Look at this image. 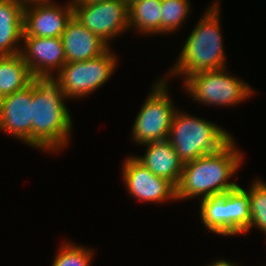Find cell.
<instances>
[{
    "label": "cell",
    "instance_id": "6da1fadb",
    "mask_svg": "<svg viewBox=\"0 0 266 266\" xmlns=\"http://www.w3.org/2000/svg\"><path fill=\"white\" fill-rule=\"evenodd\" d=\"M32 83V147L57 152L67 147L72 119L61 85L54 77H34Z\"/></svg>",
    "mask_w": 266,
    "mask_h": 266
},
{
    "label": "cell",
    "instance_id": "7a4b0ae2",
    "mask_svg": "<svg viewBox=\"0 0 266 266\" xmlns=\"http://www.w3.org/2000/svg\"><path fill=\"white\" fill-rule=\"evenodd\" d=\"M235 144L232 138L219 151L183 164L181 178L176 186L177 201L201 195L202 198L217 196L237 188L238 183L229 182V179L244 161L242 152Z\"/></svg>",
    "mask_w": 266,
    "mask_h": 266
},
{
    "label": "cell",
    "instance_id": "3957f363",
    "mask_svg": "<svg viewBox=\"0 0 266 266\" xmlns=\"http://www.w3.org/2000/svg\"><path fill=\"white\" fill-rule=\"evenodd\" d=\"M219 2L214 1L201 16L182 47L169 76L182 75L184 80L194 73L226 67Z\"/></svg>",
    "mask_w": 266,
    "mask_h": 266
},
{
    "label": "cell",
    "instance_id": "277c9868",
    "mask_svg": "<svg viewBox=\"0 0 266 266\" xmlns=\"http://www.w3.org/2000/svg\"><path fill=\"white\" fill-rule=\"evenodd\" d=\"M232 138L226 129L216 123L176 110L167 140L185 164L219 151Z\"/></svg>",
    "mask_w": 266,
    "mask_h": 266
},
{
    "label": "cell",
    "instance_id": "5b68a950",
    "mask_svg": "<svg viewBox=\"0 0 266 266\" xmlns=\"http://www.w3.org/2000/svg\"><path fill=\"white\" fill-rule=\"evenodd\" d=\"M226 69L194 73L184 80V89L196 103L205 105L229 107L249 99L253 88Z\"/></svg>",
    "mask_w": 266,
    "mask_h": 266
},
{
    "label": "cell",
    "instance_id": "8992f818",
    "mask_svg": "<svg viewBox=\"0 0 266 266\" xmlns=\"http://www.w3.org/2000/svg\"><path fill=\"white\" fill-rule=\"evenodd\" d=\"M170 97L166 79H158L132 126V138L137 145L168 139L171 122L177 110Z\"/></svg>",
    "mask_w": 266,
    "mask_h": 266
},
{
    "label": "cell",
    "instance_id": "52a82bcc",
    "mask_svg": "<svg viewBox=\"0 0 266 266\" xmlns=\"http://www.w3.org/2000/svg\"><path fill=\"white\" fill-rule=\"evenodd\" d=\"M116 55L110 47L100 56L80 62H66L54 78L67 99H80L103 86L116 70ZM115 69V70H114Z\"/></svg>",
    "mask_w": 266,
    "mask_h": 266
},
{
    "label": "cell",
    "instance_id": "ba28073f",
    "mask_svg": "<svg viewBox=\"0 0 266 266\" xmlns=\"http://www.w3.org/2000/svg\"><path fill=\"white\" fill-rule=\"evenodd\" d=\"M73 16L109 47L113 38L129 28V6L123 0L72 4Z\"/></svg>",
    "mask_w": 266,
    "mask_h": 266
},
{
    "label": "cell",
    "instance_id": "9c48e42d",
    "mask_svg": "<svg viewBox=\"0 0 266 266\" xmlns=\"http://www.w3.org/2000/svg\"><path fill=\"white\" fill-rule=\"evenodd\" d=\"M122 166L125 188L135 199L148 203L177 200L176 186L168 179L154 175L135 156L126 158Z\"/></svg>",
    "mask_w": 266,
    "mask_h": 266
},
{
    "label": "cell",
    "instance_id": "30bf717a",
    "mask_svg": "<svg viewBox=\"0 0 266 266\" xmlns=\"http://www.w3.org/2000/svg\"><path fill=\"white\" fill-rule=\"evenodd\" d=\"M73 17L72 1L61 6L52 0L24 5L23 36L61 37Z\"/></svg>",
    "mask_w": 266,
    "mask_h": 266
},
{
    "label": "cell",
    "instance_id": "8fae6325",
    "mask_svg": "<svg viewBox=\"0 0 266 266\" xmlns=\"http://www.w3.org/2000/svg\"><path fill=\"white\" fill-rule=\"evenodd\" d=\"M20 54L33 77H54L66 63L61 37L23 36Z\"/></svg>",
    "mask_w": 266,
    "mask_h": 266
},
{
    "label": "cell",
    "instance_id": "7c38bea8",
    "mask_svg": "<svg viewBox=\"0 0 266 266\" xmlns=\"http://www.w3.org/2000/svg\"><path fill=\"white\" fill-rule=\"evenodd\" d=\"M32 83L2 97L0 131L32 147Z\"/></svg>",
    "mask_w": 266,
    "mask_h": 266
},
{
    "label": "cell",
    "instance_id": "4fadbf2b",
    "mask_svg": "<svg viewBox=\"0 0 266 266\" xmlns=\"http://www.w3.org/2000/svg\"><path fill=\"white\" fill-rule=\"evenodd\" d=\"M66 62H80L102 55L109 46L73 16L61 35Z\"/></svg>",
    "mask_w": 266,
    "mask_h": 266
},
{
    "label": "cell",
    "instance_id": "5bb4252c",
    "mask_svg": "<svg viewBox=\"0 0 266 266\" xmlns=\"http://www.w3.org/2000/svg\"><path fill=\"white\" fill-rule=\"evenodd\" d=\"M143 156L135 158L147 167L154 175L168 179L175 186L178 185L183 163L179 160L175 149L168 140L144 144Z\"/></svg>",
    "mask_w": 266,
    "mask_h": 266
},
{
    "label": "cell",
    "instance_id": "9a60e30c",
    "mask_svg": "<svg viewBox=\"0 0 266 266\" xmlns=\"http://www.w3.org/2000/svg\"><path fill=\"white\" fill-rule=\"evenodd\" d=\"M24 4L0 0V56L19 54L23 37ZM18 44V45H17Z\"/></svg>",
    "mask_w": 266,
    "mask_h": 266
},
{
    "label": "cell",
    "instance_id": "2e32d148",
    "mask_svg": "<svg viewBox=\"0 0 266 266\" xmlns=\"http://www.w3.org/2000/svg\"><path fill=\"white\" fill-rule=\"evenodd\" d=\"M250 224V198L239 185L226 192V236L244 235Z\"/></svg>",
    "mask_w": 266,
    "mask_h": 266
},
{
    "label": "cell",
    "instance_id": "e0dca14e",
    "mask_svg": "<svg viewBox=\"0 0 266 266\" xmlns=\"http://www.w3.org/2000/svg\"><path fill=\"white\" fill-rule=\"evenodd\" d=\"M33 78L20 53L0 56V95L2 97L25 88Z\"/></svg>",
    "mask_w": 266,
    "mask_h": 266
},
{
    "label": "cell",
    "instance_id": "ac0fdd59",
    "mask_svg": "<svg viewBox=\"0 0 266 266\" xmlns=\"http://www.w3.org/2000/svg\"><path fill=\"white\" fill-rule=\"evenodd\" d=\"M162 0H136L129 5V28L141 34H161Z\"/></svg>",
    "mask_w": 266,
    "mask_h": 266
},
{
    "label": "cell",
    "instance_id": "d6986e66",
    "mask_svg": "<svg viewBox=\"0 0 266 266\" xmlns=\"http://www.w3.org/2000/svg\"><path fill=\"white\" fill-rule=\"evenodd\" d=\"M200 218L211 233L226 236V192L200 200Z\"/></svg>",
    "mask_w": 266,
    "mask_h": 266
},
{
    "label": "cell",
    "instance_id": "ffe728a7",
    "mask_svg": "<svg viewBox=\"0 0 266 266\" xmlns=\"http://www.w3.org/2000/svg\"><path fill=\"white\" fill-rule=\"evenodd\" d=\"M249 187L246 192L250 198L251 224L247 232L254 226L266 235V182L257 178Z\"/></svg>",
    "mask_w": 266,
    "mask_h": 266
},
{
    "label": "cell",
    "instance_id": "44dd1931",
    "mask_svg": "<svg viewBox=\"0 0 266 266\" xmlns=\"http://www.w3.org/2000/svg\"><path fill=\"white\" fill-rule=\"evenodd\" d=\"M189 0H162L161 34L173 33L190 14Z\"/></svg>",
    "mask_w": 266,
    "mask_h": 266
},
{
    "label": "cell",
    "instance_id": "7402d4cb",
    "mask_svg": "<svg viewBox=\"0 0 266 266\" xmlns=\"http://www.w3.org/2000/svg\"><path fill=\"white\" fill-rule=\"evenodd\" d=\"M68 242L63 243L57 251L58 254L54 256L52 266H90L93 258L92 249Z\"/></svg>",
    "mask_w": 266,
    "mask_h": 266
},
{
    "label": "cell",
    "instance_id": "603a6c76",
    "mask_svg": "<svg viewBox=\"0 0 266 266\" xmlns=\"http://www.w3.org/2000/svg\"><path fill=\"white\" fill-rule=\"evenodd\" d=\"M208 266H238V264L233 263V262H228L227 260L224 259H217L215 262L213 261L212 264H209Z\"/></svg>",
    "mask_w": 266,
    "mask_h": 266
},
{
    "label": "cell",
    "instance_id": "cb8c5ba5",
    "mask_svg": "<svg viewBox=\"0 0 266 266\" xmlns=\"http://www.w3.org/2000/svg\"><path fill=\"white\" fill-rule=\"evenodd\" d=\"M72 4H90L94 2L108 1V0H71Z\"/></svg>",
    "mask_w": 266,
    "mask_h": 266
},
{
    "label": "cell",
    "instance_id": "d4e9b609",
    "mask_svg": "<svg viewBox=\"0 0 266 266\" xmlns=\"http://www.w3.org/2000/svg\"><path fill=\"white\" fill-rule=\"evenodd\" d=\"M21 2L22 4H29V3H33V2H39V1H45V0H16Z\"/></svg>",
    "mask_w": 266,
    "mask_h": 266
},
{
    "label": "cell",
    "instance_id": "484cf974",
    "mask_svg": "<svg viewBox=\"0 0 266 266\" xmlns=\"http://www.w3.org/2000/svg\"><path fill=\"white\" fill-rule=\"evenodd\" d=\"M128 6L131 5L136 0H123Z\"/></svg>",
    "mask_w": 266,
    "mask_h": 266
}]
</instances>
